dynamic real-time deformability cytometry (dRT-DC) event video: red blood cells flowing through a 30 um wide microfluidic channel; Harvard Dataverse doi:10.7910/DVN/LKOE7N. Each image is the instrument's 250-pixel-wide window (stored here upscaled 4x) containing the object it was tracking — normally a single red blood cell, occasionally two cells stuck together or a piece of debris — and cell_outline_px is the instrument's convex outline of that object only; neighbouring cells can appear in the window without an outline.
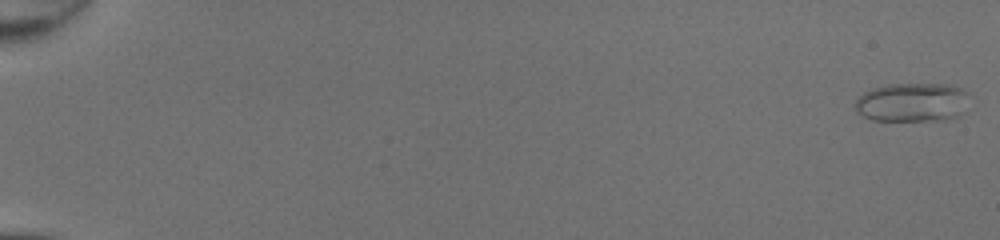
{"species": "common noctule bat (a hibernating species)", "species_latin": "Nyctalus noctula", "temperature_condition": "room temperature", "stored_images_in_passage": 50, "camera_frame_rate_fps": 3000, "um_per_image_px": 0.085, "animal": {"sex": "female", "body_mass_g": 20.0, "forearm_length_mm": 54.0}, "frame": {"image": 1, "passage_image": 1, "time_ms": 0.0, "image_size_px": [1000, 240], "cell_outline_px": [[968, 92], [960, 116], [944, 120], [872, 120], [856, 112], [856, 100], [864, 92], [872, 88], [888, 84], [948, 84], [960, 88]], "centroid_in_image_um": [77.52, 8.69], "position_along_channel_um": 7.5, "area_um2": 25.72}}
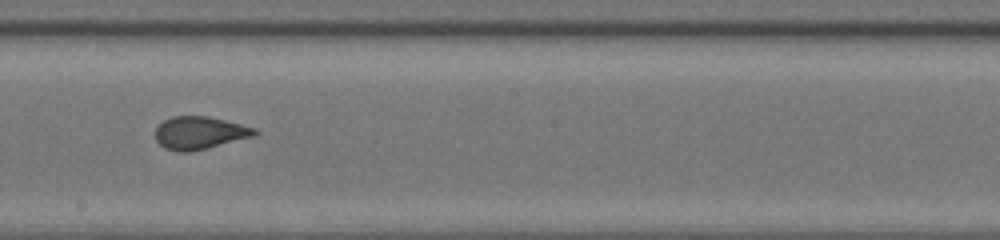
{"frame": {"image": 2, "passage_image": 31, "time_ms": 10.0, "image_size_px": [1000, 240], "cell_outline_px": [[260, 132], [252, 136], [192, 152], [180, 152], [164, 148], [156, 140], [156, 128], [164, 120], [172, 116], [208, 116], [256, 128]], "centroid_in_image_um": [16.95, 11.29], "position_along_channel_um": 231.3, "area_um2": 18.79}}
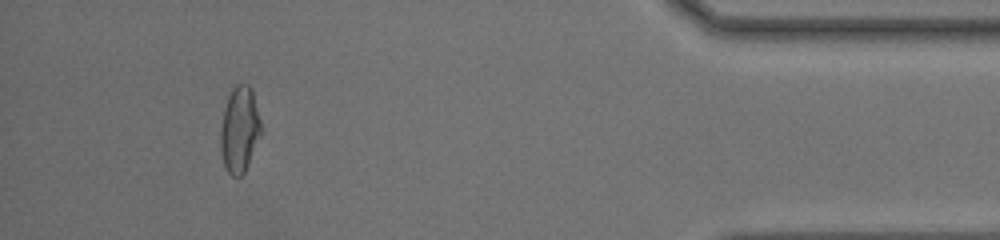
{"frame": {"image": 3, "passage_image": 47, "time_ms": 15.333, "image_size_px": [1000, 240], "cell_outline_px": [[260, 132], [248, 164], [244, 172], [240, 176], [232, 176], [228, 172], [224, 164], [220, 148], [220, 128], [224, 108], [228, 96], [232, 88], [236, 84], [248, 84], [252, 88], [260, 120]], "centroid_in_image_um": [20.33, 10.97], "position_along_channel_um": 414.9, "area_um2": 20.0}, "authors_computed_cell_mechanics": {"area_um2": 19.941, "velocity_mm_per_s": 4.3393, "shape_relaxation_time_tau1_ms": 5.7553, "shape_relaxation_time_tau2_ms": 0.5701, "deformation_change_tau1": 0.1803, "deformation_change_tau2": 0.0669}}